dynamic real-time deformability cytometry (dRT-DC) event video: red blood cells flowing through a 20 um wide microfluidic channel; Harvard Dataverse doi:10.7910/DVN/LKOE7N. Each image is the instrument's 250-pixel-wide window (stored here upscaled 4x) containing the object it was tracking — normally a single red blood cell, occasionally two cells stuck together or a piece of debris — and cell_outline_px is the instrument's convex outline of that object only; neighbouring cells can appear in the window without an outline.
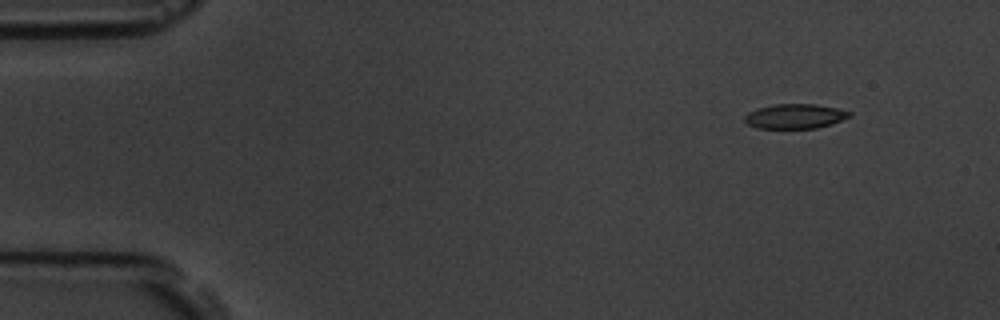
{"species": "common noctule bat (a hibernating species)", "species_latin": "Nyctalus noctula", "temperature_condition": "room temperature", "stored_images_in_passage": 5, "segment_of_instrument_passage": [2, 2], "camera_frame_rate_fps": 3000, "um_per_image_px": 0.085, "animal": {"sex": "male", "body_mass_g": 19.5, "forearm_length_mm": 54.6}, "frame": {"image": 1, "passage_image": 5, "time_ms": 4.667, "image_size_px": [1000, 320], "cell_outline_px": [[852, 116], [832, 124], [816, 128], [756, 128], [748, 124], [744, 120], [744, 116], [748, 112], [756, 108], [776, 104], [816, 104], [836, 108], [852, 112]], "centroid_in_image_um": [67.58, 9.88], "position_along_channel_um": 17.4, "area_um2": 15.14}}